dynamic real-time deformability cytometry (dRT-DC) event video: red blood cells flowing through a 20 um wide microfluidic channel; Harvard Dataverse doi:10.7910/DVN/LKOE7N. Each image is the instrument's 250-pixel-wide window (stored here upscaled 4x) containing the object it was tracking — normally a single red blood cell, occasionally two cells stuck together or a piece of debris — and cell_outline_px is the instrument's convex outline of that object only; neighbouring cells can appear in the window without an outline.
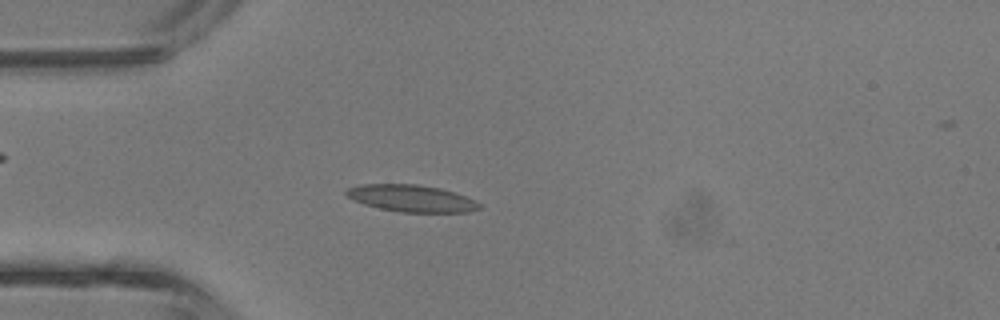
{"species": "common noctule bat (a hibernating species)", "species_latin": "Nyctalus noctula", "temperature_condition": "room temperature", "stored_images_in_passage": 39, "camera_frame_rate_fps": 3000, "um_per_image_px": 0.085, "animal": {"sex": "male", "body_mass_g": 13.3}, "frame": {"image": 1, "passage_image": 9, "time_ms": 2.667, "image_size_px": [1000, 320], "cell_outline_px": [[480, 208], [472, 212], [400, 212], [380, 208], [364, 204], [348, 196], [344, 192], [348, 188], [360, 184], [416, 184], [440, 188], [464, 196], [480, 204]], "centroid_in_image_um": [34.96, 16.86], "position_along_channel_um": 50.0, "area_um2": 20.58}}
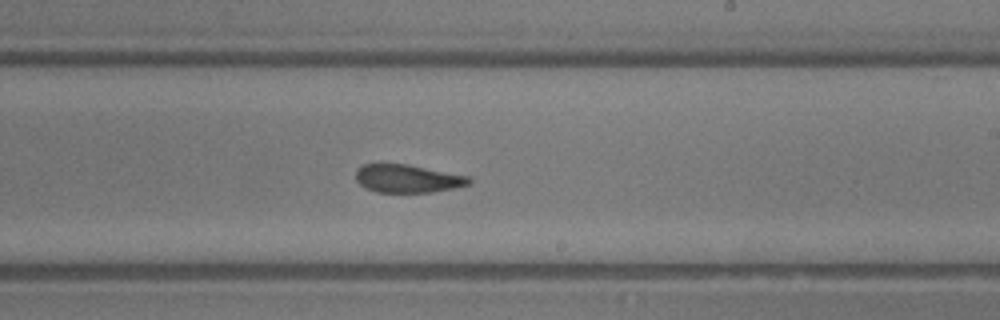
{"frame": {"image": 2, "passage_image": 22, "time_ms": 7.0, "image_size_px": [1000, 320], "cell_outline_px": [[472, 180], [468, 184], [452, 188], [432, 192], [376, 192], [360, 184], [356, 180], [356, 172], [364, 164], [380, 160], [408, 164], [468, 176]], "centroid_in_image_um": [34.57, 15.13], "position_along_channel_um": 254.4, "area_um2": 18.84}}
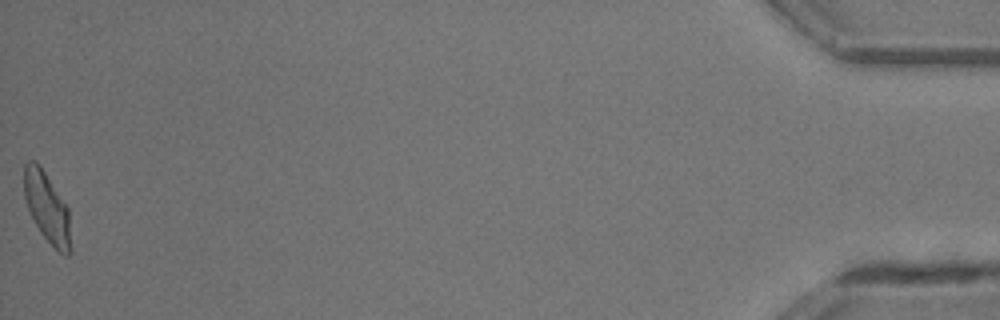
{"frame": {"image": 3, "passage_image": 39, "time_ms": 12.667, "image_size_px": [1000, 320], "cell_outline_px": [[72, 252], [68, 256], [64, 256], [40, 232], [28, 208], [24, 196], [24, 164], [28, 160], [36, 160], [68, 208], [72, 248]], "centroid_in_image_um": [4.01, 17.66], "position_along_channel_um": 431.2, "area_um2": 18.9}, "authors_computed_cell_mechanics": {"area_um2": 19.4208, "velocity_mm_per_s": 4.9682, "shape_relaxation_time_tau1_ms": 8.4192, "shape_relaxation_time_tau2_ms": 0.893, "deformation_change_tau1": 0.2619, "deformation_change_tau2": 0.0777}}